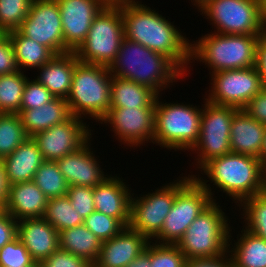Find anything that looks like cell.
Returning a JSON list of instances; mask_svg holds the SVG:
<instances>
[{
  "label": "cell",
  "mask_w": 266,
  "mask_h": 267,
  "mask_svg": "<svg viewBox=\"0 0 266 267\" xmlns=\"http://www.w3.org/2000/svg\"><path fill=\"white\" fill-rule=\"evenodd\" d=\"M141 3L120 5L125 38L164 54L186 74L192 63L190 40L158 11Z\"/></svg>",
  "instance_id": "1"
},
{
  "label": "cell",
  "mask_w": 266,
  "mask_h": 267,
  "mask_svg": "<svg viewBox=\"0 0 266 267\" xmlns=\"http://www.w3.org/2000/svg\"><path fill=\"white\" fill-rule=\"evenodd\" d=\"M109 70L114 77L149 87L159 97L161 91L173 85L170 83L177 82V79L185 76V73L164 54L125 37Z\"/></svg>",
  "instance_id": "2"
},
{
  "label": "cell",
  "mask_w": 266,
  "mask_h": 267,
  "mask_svg": "<svg viewBox=\"0 0 266 267\" xmlns=\"http://www.w3.org/2000/svg\"><path fill=\"white\" fill-rule=\"evenodd\" d=\"M200 171L216 188L236 200L237 206L265 190V167L253 156L230 152L210 160Z\"/></svg>",
  "instance_id": "3"
},
{
  "label": "cell",
  "mask_w": 266,
  "mask_h": 267,
  "mask_svg": "<svg viewBox=\"0 0 266 267\" xmlns=\"http://www.w3.org/2000/svg\"><path fill=\"white\" fill-rule=\"evenodd\" d=\"M260 35L220 34L210 32L191 42L190 58L205 63L216 73L255 66L256 45ZM195 60H194V59Z\"/></svg>",
  "instance_id": "4"
},
{
  "label": "cell",
  "mask_w": 266,
  "mask_h": 267,
  "mask_svg": "<svg viewBox=\"0 0 266 267\" xmlns=\"http://www.w3.org/2000/svg\"><path fill=\"white\" fill-rule=\"evenodd\" d=\"M111 79L109 67L79 61L66 99L70 115L100 123L110 109Z\"/></svg>",
  "instance_id": "5"
},
{
  "label": "cell",
  "mask_w": 266,
  "mask_h": 267,
  "mask_svg": "<svg viewBox=\"0 0 266 267\" xmlns=\"http://www.w3.org/2000/svg\"><path fill=\"white\" fill-rule=\"evenodd\" d=\"M196 176L189 174L177 180V195L161 231L153 238L155 243L176 245L200 213L216 202L214 191L207 185L210 181Z\"/></svg>",
  "instance_id": "6"
},
{
  "label": "cell",
  "mask_w": 266,
  "mask_h": 267,
  "mask_svg": "<svg viewBox=\"0 0 266 267\" xmlns=\"http://www.w3.org/2000/svg\"><path fill=\"white\" fill-rule=\"evenodd\" d=\"M217 204L212 201L176 244L187 260L220 257L228 253L232 229L228 217Z\"/></svg>",
  "instance_id": "7"
},
{
  "label": "cell",
  "mask_w": 266,
  "mask_h": 267,
  "mask_svg": "<svg viewBox=\"0 0 266 267\" xmlns=\"http://www.w3.org/2000/svg\"><path fill=\"white\" fill-rule=\"evenodd\" d=\"M155 99L153 144L168 150H191L198 141L202 108ZM168 103V104H167Z\"/></svg>",
  "instance_id": "8"
},
{
  "label": "cell",
  "mask_w": 266,
  "mask_h": 267,
  "mask_svg": "<svg viewBox=\"0 0 266 267\" xmlns=\"http://www.w3.org/2000/svg\"><path fill=\"white\" fill-rule=\"evenodd\" d=\"M124 37L120 5H106L95 17L87 37L74 53L80 62L110 67Z\"/></svg>",
  "instance_id": "9"
},
{
  "label": "cell",
  "mask_w": 266,
  "mask_h": 267,
  "mask_svg": "<svg viewBox=\"0 0 266 267\" xmlns=\"http://www.w3.org/2000/svg\"><path fill=\"white\" fill-rule=\"evenodd\" d=\"M199 12L212 21L216 33L262 35L266 32L259 0H210Z\"/></svg>",
  "instance_id": "10"
},
{
  "label": "cell",
  "mask_w": 266,
  "mask_h": 267,
  "mask_svg": "<svg viewBox=\"0 0 266 267\" xmlns=\"http://www.w3.org/2000/svg\"><path fill=\"white\" fill-rule=\"evenodd\" d=\"M199 138L191 149L198 154L196 163L201 169L210 160L231 152L230 130L235 107L221 106L208 102L202 105Z\"/></svg>",
  "instance_id": "11"
},
{
  "label": "cell",
  "mask_w": 266,
  "mask_h": 267,
  "mask_svg": "<svg viewBox=\"0 0 266 267\" xmlns=\"http://www.w3.org/2000/svg\"><path fill=\"white\" fill-rule=\"evenodd\" d=\"M211 88L205 95L208 102L243 109L263 87L255 66L224 70L211 74Z\"/></svg>",
  "instance_id": "12"
},
{
  "label": "cell",
  "mask_w": 266,
  "mask_h": 267,
  "mask_svg": "<svg viewBox=\"0 0 266 267\" xmlns=\"http://www.w3.org/2000/svg\"><path fill=\"white\" fill-rule=\"evenodd\" d=\"M176 181V182H175ZM155 192L131 197L129 227L152 240L163 227L177 195V180Z\"/></svg>",
  "instance_id": "13"
},
{
  "label": "cell",
  "mask_w": 266,
  "mask_h": 267,
  "mask_svg": "<svg viewBox=\"0 0 266 267\" xmlns=\"http://www.w3.org/2000/svg\"><path fill=\"white\" fill-rule=\"evenodd\" d=\"M17 30L27 38L48 47L55 55L66 53L56 0H33L28 15Z\"/></svg>",
  "instance_id": "14"
},
{
  "label": "cell",
  "mask_w": 266,
  "mask_h": 267,
  "mask_svg": "<svg viewBox=\"0 0 266 267\" xmlns=\"http://www.w3.org/2000/svg\"><path fill=\"white\" fill-rule=\"evenodd\" d=\"M83 121L80 117L71 115L63 123L31 136L44 160L57 161L86 144L92 138L93 130L88 129L89 125Z\"/></svg>",
  "instance_id": "15"
},
{
  "label": "cell",
  "mask_w": 266,
  "mask_h": 267,
  "mask_svg": "<svg viewBox=\"0 0 266 267\" xmlns=\"http://www.w3.org/2000/svg\"><path fill=\"white\" fill-rule=\"evenodd\" d=\"M103 122L111 125L123 145L138 148L143 143H153L155 108H110L100 121Z\"/></svg>",
  "instance_id": "16"
},
{
  "label": "cell",
  "mask_w": 266,
  "mask_h": 267,
  "mask_svg": "<svg viewBox=\"0 0 266 267\" xmlns=\"http://www.w3.org/2000/svg\"><path fill=\"white\" fill-rule=\"evenodd\" d=\"M59 5L66 53L84 42L95 17L106 6L101 0H56Z\"/></svg>",
  "instance_id": "17"
},
{
  "label": "cell",
  "mask_w": 266,
  "mask_h": 267,
  "mask_svg": "<svg viewBox=\"0 0 266 267\" xmlns=\"http://www.w3.org/2000/svg\"><path fill=\"white\" fill-rule=\"evenodd\" d=\"M150 240L131 229L124 227L113 238L101 243L99 256L93 267H126L145 251Z\"/></svg>",
  "instance_id": "18"
},
{
  "label": "cell",
  "mask_w": 266,
  "mask_h": 267,
  "mask_svg": "<svg viewBox=\"0 0 266 267\" xmlns=\"http://www.w3.org/2000/svg\"><path fill=\"white\" fill-rule=\"evenodd\" d=\"M119 176H107L93 187L95 211L118 219L125 227L130 221V202L134 193Z\"/></svg>",
  "instance_id": "19"
},
{
  "label": "cell",
  "mask_w": 266,
  "mask_h": 267,
  "mask_svg": "<svg viewBox=\"0 0 266 267\" xmlns=\"http://www.w3.org/2000/svg\"><path fill=\"white\" fill-rule=\"evenodd\" d=\"M90 141L76 152L56 161L69 186L95 187L109 176L104 174L94 152L91 151Z\"/></svg>",
  "instance_id": "20"
},
{
  "label": "cell",
  "mask_w": 266,
  "mask_h": 267,
  "mask_svg": "<svg viewBox=\"0 0 266 267\" xmlns=\"http://www.w3.org/2000/svg\"><path fill=\"white\" fill-rule=\"evenodd\" d=\"M17 238L35 262H43L59 248V232L43 217L18 220Z\"/></svg>",
  "instance_id": "21"
},
{
  "label": "cell",
  "mask_w": 266,
  "mask_h": 267,
  "mask_svg": "<svg viewBox=\"0 0 266 267\" xmlns=\"http://www.w3.org/2000/svg\"><path fill=\"white\" fill-rule=\"evenodd\" d=\"M48 198L33 182H21L8 186L3 209L16 221L24 218H42Z\"/></svg>",
  "instance_id": "22"
},
{
  "label": "cell",
  "mask_w": 266,
  "mask_h": 267,
  "mask_svg": "<svg viewBox=\"0 0 266 267\" xmlns=\"http://www.w3.org/2000/svg\"><path fill=\"white\" fill-rule=\"evenodd\" d=\"M266 126L239 109L232 119L231 152L260 158Z\"/></svg>",
  "instance_id": "23"
},
{
  "label": "cell",
  "mask_w": 266,
  "mask_h": 267,
  "mask_svg": "<svg viewBox=\"0 0 266 267\" xmlns=\"http://www.w3.org/2000/svg\"><path fill=\"white\" fill-rule=\"evenodd\" d=\"M1 160L7 186L33 181L36 171L45 161L32 137L26 139L13 153Z\"/></svg>",
  "instance_id": "24"
},
{
  "label": "cell",
  "mask_w": 266,
  "mask_h": 267,
  "mask_svg": "<svg viewBox=\"0 0 266 267\" xmlns=\"http://www.w3.org/2000/svg\"><path fill=\"white\" fill-rule=\"evenodd\" d=\"M79 62L74 52L55 55L39 67L36 80L44 85L55 97L67 99L72 84L73 72Z\"/></svg>",
  "instance_id": "25"
},
{
  "label": "cell",
  "mask_w": 266,
  "mask_h": 267,
  "mask_svg": "<svg viewBox=\"0 0 266 267\" xmlns=\"http://www.w3.org/2000/svg\"><path fill=\"white\" fill-rule=\"evenodd\" d=\"M18 114L29 137L63 123L71 116L66 99L57 97L39 108L20 110Z\"/></svg>",
  "instance_id": "26"
},
{
  "label": "cell",
  "mask_w": 266,
  "mask_h": 267,
  "mask_svg": "<svg viewBox=\"0 0 266 267\" xmlns=\"http://www.w3.org/2000/svg\"><path fill=\"white\" fill-rule=\"evenodd\" d=\"M110 108H155L157 94L149 87L112 76Z\"/></svg>",
  "instance_id": "27"
},
{
  "label": "cell",
  "mask_w": 266,
  "mask_h": 267,
  "mask_svg": "<svg viewBox=\"0 0 266 267\" xmlns=\"http://www.w3.org/2000/svg\"><path fill=\"white\" fill-rule=\"evenodd\" d=\"M241 233L234 246L230 242L231 233L229 235L228 253H231L234 267H266V239L244 229V225Z\"/></svg>",
  "instance_id": "28"
},
{
  "label": "cell",
  "mask_w": 266,
  "mask_h": 267,
  "mask_svg": "<svg viewBox=\"0 0 266 267\" xmlns=\"http://www.w3.org/2000/svg\"><path fill=\"white\" fill-rule=\"evenodd\" d=\"M101 243L84 224L59 232V248L86 259L92 265L99 256Z\"/></svg>",
  "instance_id": "29"
},
{
  "label": "cell",
  "mask_w": 266,
  "mask_h": 267,
  "mask_svg": "<svg viewBox=\"0 0 266 267\" xmlns=\"http://www.w3.org/2000/svg\"><path fill=\"white\" fill-rule=\"evenodd\" d=\"M12 42L15 60L20 71L24 68H39L49 62L55 54L46 46L27 38L18 30L6 33Z\"/></svg>",
  "instance_id": "30"
},
{
  "label": "cell",
  "mask_w": 266,
  "mask_h": 267,
  "mask_svg": "<svg viewBox=\"0 0 266 267\" xmlns=\"http://www.w3.org/2000/svg\"><path fill=\"white\" fill-rule=\"evenodd\" d=\"M23 71L0 75V113L18 114L25 83L27 81Z\"/></svg>",
  "instance_id": "31"
},
{
  "label": "cell",
  "mask_w": 266,
  "mask_h": 267,
  "mask_svg": "<svg viewBox=\"0 0 266 267\" xmlns=\"http://www.w3.org/2000/svg\"><path fill=\"white\" fill-rule=\"evenodd\" d=\"M43 218L58 232L84 224V219L74 210L67 195L48 199Z\"/></svg>",
  "instance_id": "32"
},
{
  "label": "cell",
  "mask_w": 266,
  "mask_h": 267,
  "mask_svg": "<svg viewBox=\"0 0 266 267\" xmlns=\"http://www.w3.org/2000/svg\"><path fill=\"white\" fill-rule=\"evenodd\" d=\"M33 182L48 199L66 196L69 188L56 161L45 160L36 171Z\"/></svg>",
  "instance_id": "33"
},
{
  "label": "cell",
  "mask_w": 266,
  "mask_h": 267,
  "mask_svg": "<svg viewBox=\"0 0 266 267\" xmlns=\"http://www.w3.org/2000/svg\"><path fill=\"white\" fill-rule=\"evenodd\" d=\"M28 138L19 114L0 113V159L13 153Z\"/></svg>",
  "instance_id": "34"
},
{
  "label": "cell",
  "mask_w": 266,
  "mask_h": 267,
  "mask_svg": "<svg viewBox=\"0 0 266 267\" xmlns=\"http://www.w3.org/2000/svg\"><path fill=\"white\" fill-rule=\"evenodd\" d=\"M242 211L245 229L254 235L266 239V193L246 198L239 208Z\"/></svg>",
  "instance_id": "35"
},
{
  "label": "cell",
  "mask_w": 266,
  "mask_h": 267,
  "mask_svg": "<svg viewBox=\"0 0 266 267\" xmlns=\"http://www.w3.org/2000/svg\"><path fill=\"white\" fill-rule=\"evenodd\" d=\"M33 0H0V30H17L28 15Z\"/></svg>",
  "instance_id": "36"
},
{
  "label": "cell",
  "mask_w": 266,
  "mask_h": 267,
  "mask_svg": "<svg viewBox=\"0 0 266 267\" xmlns=\"http://www.w3.org/2000/svg\"><path fill=\"white\" fill-rule=\"evenodd\" d=\"M84 225L101 241L117 235L125 226L116 218L94 211L84 219Z\"/></svg>",
  "instance_id": "37"
},
{
  "label": "cell",
  "mask_w": 266,
  "mask_h": 267,
  "mask_svg": "<svg viewBox=\"0 0 266 267\" xmlns=\"http://www.w3.org/2000/svg\"><path fill=\"white\" fill-rule=\"evenodd\" d=\"M150 267H185L186 257L177 245L150 241Z\"/></svg>",
  "instance_id": "38"
},
{
  "label": "cell",
  "mask_w": 266,
  "mask_h": 267,
  "mask_svg": "<svg viewBox=\"0 0 266 267\" xmlns=\"http://www.w3.org/2000/svg\"><path fill=\"white\" fill-rule=\"evenodd\" d=\"M34 264L30 253L17 237L0 248V267H26Z\"/></svg>",
  "instance_id": "39"
},
{
  "label": "cell",
  "mask_w": 266,
  "mask_h": 267,
  "mask_svg": "<svg viewBox=\"0 0 266 267\" xmlns=\"http://www.w3.org/2000/svg\"><path fill=\"white\" fill-rule=\"evenodd\" d=\"M54 98L55 96L44 85L28 77L23 90L21 110L39 108Z\"/></svg>",
  "instance_id": "40"
},
{
  "label": "cell",
  "mask_w": 266,
  "mask_h": 267,
  "mask_svg": "<svg viewBox=\"0 0 266 267\" xmlns=\"http://www.w3.org/2000/svg\"><path fill=\"white\" fill-rule=\"evenodd\" d=\"M66 195L70 199L74 210H76L83 219L95 211L93 187L69 186Z\"/></svg>",
  "instance_id": "41"
},
{
  "label": "cell",
  "mask_w": 266,
  "mask_h": 267,
  "mask_svg": "<svg viewBox=\"0 0 266 267\" xmlns=\"http://www.w3.org/2000/svg\"><path fill=\"white\" fill-rule=\"evenodd\" d=\"M46 267H93L86 259L75 256L61 248L43 261Z\"/></svg>",
  "instance_id": "42"
},
{
  "label": "cell",
  "mask_w": 266,
  "mask_h": 267,
  "mask_svg": "<svg viewBox=\"0 0 266 267\" xmlns=\"http://www.w3.org/2000/svg\"><path fill=\"white\" fill-rule=\"evenodd\" d=\"M19 71L12 42L7 34L0 38V75L11 74Z\"/></svg>",
  "instance_id": "43"
},
{
  "label": "cell",
  "mask_w": 266,
  "mask_h": 267,
  "mask_svg": "<svg viewBox=\"0 0 266 267\" xmlns=\"http://www.w3.org/2000/svg\"><path fill=\"white\" fill-rule=\"evenodd\" d=\"M242 110L266 126V89L257 93Z\"/></svg>",
  "instance_id": "44"
},
{
  "label": "cell",
  "mask_w": 266,
  "mask_h": 267,
  "mask_svg": "<svg viewBox=\"0 0 266 267\" xmlns=\"http://www.w3.org/2000/svg\"><path fill=\"white\" fill-rule=\"evenodd\" d=\"M17 237V221L0 209V248Z\"/></svg>",
  "instance_id": "45"
},
{
  "label": "cell",
  "mask_w": 266,
  "mask_h": 267,
  "mask_svg": "<svg viewBox=\"0 0 266 267\" xmlns=\"http://www.w3.org/2000/svg\"><path fill=\"white\" fill-rule=\"evenodd\" d=\"M185 267H234V264L230 253H227L220 257L188 259L186 260Z\"/></svg>",
  "instance_id": "46"
},
{
  "label": "cell",
  "mask_w": 266,
  "mask_h": 267,
  "mask_svg": "<svg viewBox=\"0 0 266 267\" xmlns=\"http://www.w3.org/2000/svg\"><path fill=\"white\" fill-rule=\"evenodd\" d=\"M255 68L260 75L262 87L266 89V32L257 41Z\"/></svg>",
  "instance_id": "47"
},
{
  "label": "cell",
  "mask_w": 266,
  "mask_h": 267,
  "mask_svg": "<svg viewBox=\"0 0 266 267\" xmlns=\"http://www.w3.org/2000/svg\"><path fill=\"white\" fill-rule=\"evenodd\" d=\"M150 242L147 245L145 251L138 255L133 261H131L126 267H150Z\"/></svg>",
  "instance_id": "48"
},
{
  "label": "cell",
  "mask_w": 266,
  "mask_h": 267,
  "mask_svg": "<svg viewBox=\"0 0 266 267\" xmlns=\"http://www.w3.org/2000/svg\"><path fill=\"white\" fill-rule=\"evenodd\" d=\"M7 182L5 179V173H4V167L2 160L0 159V209H3L5 202H6V197H7Z\"/></svg>",
  "instance_id": "49"
},
{
  "label": "cell",
  "mask_w": 266,
  "mask_h": 267,
  "mask_svg": "<svg viewBox=\"0 0 266 267\" xmlns=\"http://www.w3.org/2000/svg\"><path fill=\"white\" fill-rule=\"evenodd\" d=\"M101 1L108 6H119L122 4L137 2L136 0H101Z\"/></svg>",
  "instance_id": "50"
},
{
  "label": "cell",
  "mask_w": 266,
  "mask_h": 267,
  "mask_svg": "<svg viewBox=\"0 0 266 267\" xmlns=\"http://www.w3.org/2000/svg\"><path fill=\"white\" fill-rule=\"evenodd\" d=\"M259 159H260V162L263 164V166L266 168V131H265L263 147H262Z\"/></svg>",
  "instance_id": "51"
},
{
  "label": "cell",
  "mask_w": 266,
  "mask_h": 267,
  "mask_svg": "<svg viewBox=\"0 0 266 267\" xmlns=\"http://www.w3.org/2000/svg\"><path fill=\"white\" fill-rule=\"evenodd\" d=\"M209 1L210 0H191L192 5L196 6V8H198V10H200Z\"/></svg>",
  "instance_id": "52"
},
{
  "label": "cell",
  "mask_w": 266,
  "mask_h": 267,
  "mask_svg": "<svg viewBox=\"0 0 266 267\" xmlns=\"http://www.w3.org/2000/svg\"><path fill=\"white\" fill-rule=\"evenodd\" d=\"M259 5L262 16L266 22V0H259Z\"/></svg>",
  "instance_id": "53"
},
{
  "label": "cell",
  "mask_w": 266,
  "mask_h": 267,
  "mask_svg": "<svg viewBox=\"0 0 266 267\" xmlns=\"http://www.w3.org/2000/svg\"><path fill=\"white\" fill-rule=\"evenodd\" d=\"M34 267H46L43 262H35Z\"/></svg>",
  "instance_id": "54"
},
{
  "label": "cell",
  "mask_w": 266,
  "mask_h": 267,
  "mask_svg": "<svg viewBox=\"0 0 266 267\" xmlns=\"http://www.w3.org/2000/svg\"><path fill=\"white\" fill-rule=\"evenodd\" d=\"M264 192L266 193V168H265V190Z\"/></svg>",
  "instance_id": "55"
},
{
  "label": "cell",
  "mask_w": 266,
  "mask_h": 267,
  "mask_svg": "<svg viewBox=\"0 0 266 267\" xmlns=\"http://www.w3.org/2000/svg\"><path fill=\"white\" fill-rule=\"evenodd\" d=\"M4 35V33L0 30V38Z\"/></svg>",
  "instance_id": "56"
}]
</instances>
